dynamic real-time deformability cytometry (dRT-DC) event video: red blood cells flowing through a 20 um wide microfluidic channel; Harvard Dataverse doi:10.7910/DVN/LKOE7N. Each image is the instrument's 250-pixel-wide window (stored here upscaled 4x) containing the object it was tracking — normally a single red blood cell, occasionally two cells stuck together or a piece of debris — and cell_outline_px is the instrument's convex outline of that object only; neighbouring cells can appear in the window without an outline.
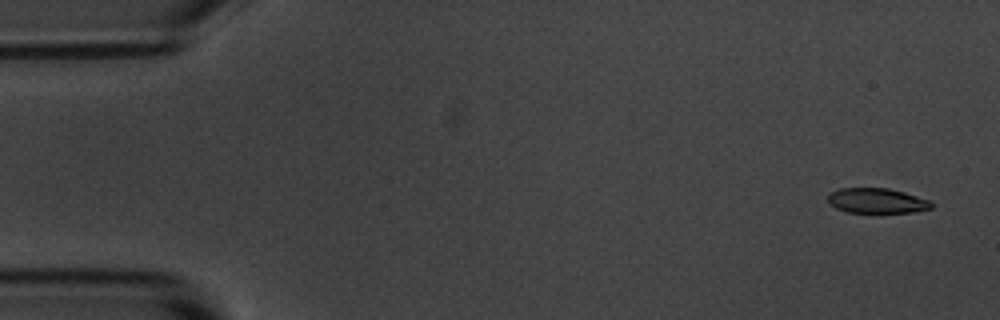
{"species": "common noctule bat (a hibernating species)", "species_latin": "Nyctalus noctula", "temperature_condition": "room temperature", "stored_images_in_passage": 5, "camera_frame_rate_fps": 3000, "um_per_image_px": 0.085, "animal": {"sex": "male", "body_mass_g": 20.1, "forearm_length_mm": 53.5}, "frame": {"image": 1, "passage_image": 1, "time_ms": 0.0, "image_size_px": [1000, 320], "cell_outline_px": [[932, 208], [912, 212], [848, 212], [836, 208], [828, 204], [828, 192], [840, 188], [888, 188], [904, 192], [928, 200], [932, 204]], "centroid_in_image_um": [74.47, 17.05], "position_along_channel_um": 10.5, "area_um2": 15.03}}
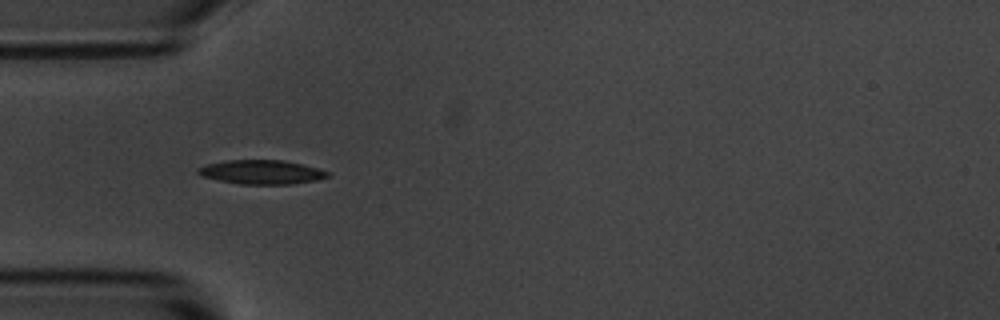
{"frame": {"image": 2, "passage_image": 4, "time_ms": 4.667, "image_size_px": [1000, 320], "cell_outline_px": [[332, 176], [316, 180], [292, 184], [240, 184], [200, 176], [196, 172], [196, 168], [208, 164], [228, 160], [284, 160], [304, 164], [332, 172]], "centroid_in_image_um": [22.28, 14.62], "position_along_channel_um": 62.7, "area_um2": 18.38}}